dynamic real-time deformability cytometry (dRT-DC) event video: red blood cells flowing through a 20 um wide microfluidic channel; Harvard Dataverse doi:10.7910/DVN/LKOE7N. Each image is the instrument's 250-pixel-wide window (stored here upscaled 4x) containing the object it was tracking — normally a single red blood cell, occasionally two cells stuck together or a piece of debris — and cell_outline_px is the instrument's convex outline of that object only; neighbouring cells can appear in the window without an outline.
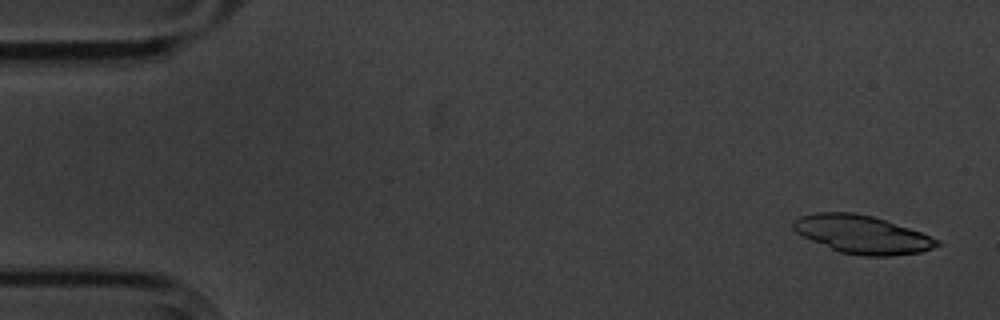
{"species": "common noctule bat (a hibernating species)", "species_latin": "Nyctalus noctula", "temperature_condition": "cold", "stored_images_in_passage": 5, "camera_frame_rate_fps": 3000, "um_per_image_px": 0.085, "animal": {"sex": "male", "body_mass_g": 20.1, "forearm_length_mm": 53.5}, "frame": {"image": 1, "passage_image": 1, "time_ms": 0.0, "image_size_px": [1000, 320], "cell_outline_px": [[944, 244], [920, 252], [892, 256], [860, 256], [840, 252], [812, 240], [796, 232], [792, 228], [792, 224], [800, 216], [816, 212], [852, 212], [872, 216], [920, 232], [940, 240]], "centroid_in_image_um": [73.3, 19.93], "position_along_channel_um": 11.7, "area_um2": 31.67}}